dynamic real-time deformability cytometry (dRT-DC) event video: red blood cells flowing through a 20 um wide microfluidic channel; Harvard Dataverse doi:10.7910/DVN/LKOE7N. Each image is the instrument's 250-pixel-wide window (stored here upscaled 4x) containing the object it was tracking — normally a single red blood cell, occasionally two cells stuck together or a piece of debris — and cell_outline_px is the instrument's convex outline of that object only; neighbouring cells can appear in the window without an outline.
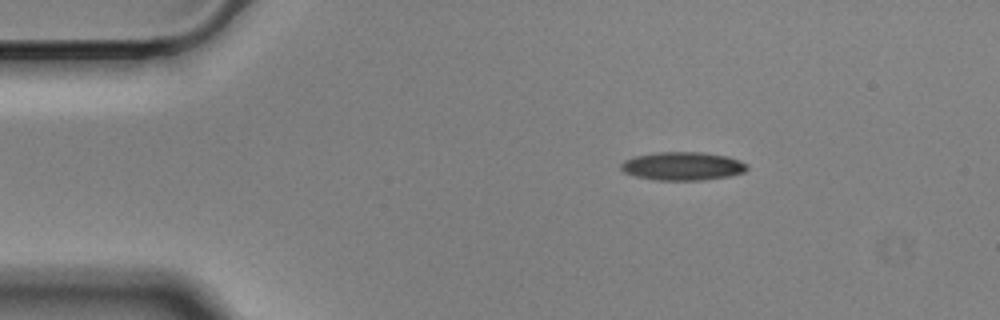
{"species": "Egyptian fruit bat (a non-hibernating species)", "species_latin": "Rousettus aegyptiacus", "temperature_condition": "cold", "stored_images_in_passage": 49, "camera_frame_rate_fps": 3000, "um_per_image_px": 0.085, "animal": {"sex": "male"}, "frame": {"image": 1, "passage_image": 1, "time_ms": 0.0, "image_size_px": [1000, 320], "cell_outline_px": [[748, 168], [744, 172], [728, 176], [700, 180], [656, 180], [636, 176], [624, 172], [620, 168], [620, 164], [624, 160], [636, 156], [660, 152], [700, 152], [728, 156], [740, 160], [748, 164]], "centroid_in_image_um": [58.04, 14.12], "position_along_channel_um": 27.0, "area_um2": 20.75}}
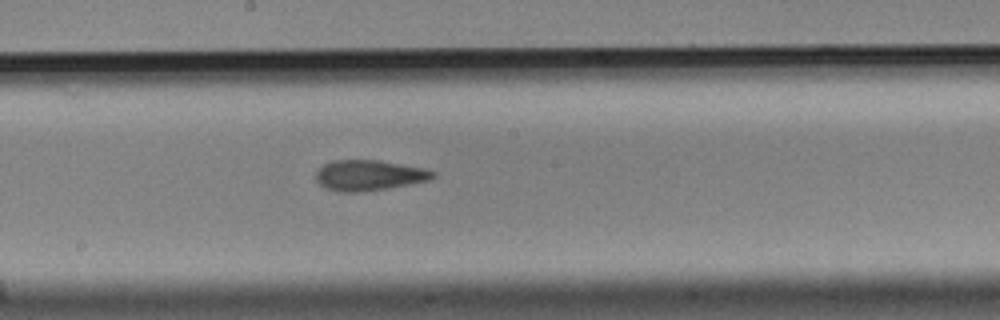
{"frame": {"image": 2, "passage_image": 22, "time_ms": 7.0, "image_size_px": [1000, 320], "cell_outline_px": [[436, 176], [428, 180], [388, 188], [356, 192], [340, 192], [324, 188], [316, 180], [316, 172], [324, 164], [332, 160], [380, 160], [424, 168], [436, 172]], "centroid_in_image_um": [31.35, 14.89], "position_along_channel_um": 216.8, "area_um2": 20.75}}
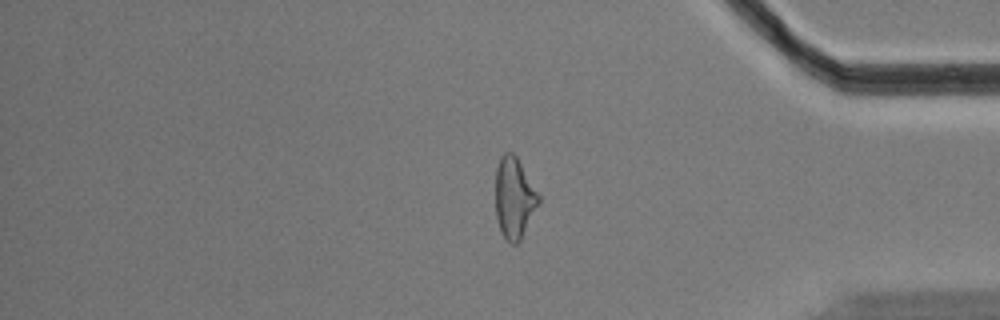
{"frame": {"image": 3, "passage_image": 39, "time_ms": 12.667, "image_size_px": [1000, 320], "cell_outline_px": [[540, 200], [520, 240], [516, 244], [512, 244], [504, 236], [500, 228], [496, 216], [496, 168], [500, 156], [504, 152], [512, 152], [516, 156], [540, 196]], "centroid_in_image_um": [43.69, 16.79], "position_along_channel_um": 391.5, "area_um2": 19.94}, "authors_computed_cell_mechanics": {"area_um2": 20.9814, "velocity_mm_per_s": 3.5076, "shape_relaxation_time_tau1_ms": 6.7714, "shape_relaxation_time_tau2_ms": 4.6258, "deformation_change_tau1": 0.1957, "deformation_change_tau2": 0.1391}}